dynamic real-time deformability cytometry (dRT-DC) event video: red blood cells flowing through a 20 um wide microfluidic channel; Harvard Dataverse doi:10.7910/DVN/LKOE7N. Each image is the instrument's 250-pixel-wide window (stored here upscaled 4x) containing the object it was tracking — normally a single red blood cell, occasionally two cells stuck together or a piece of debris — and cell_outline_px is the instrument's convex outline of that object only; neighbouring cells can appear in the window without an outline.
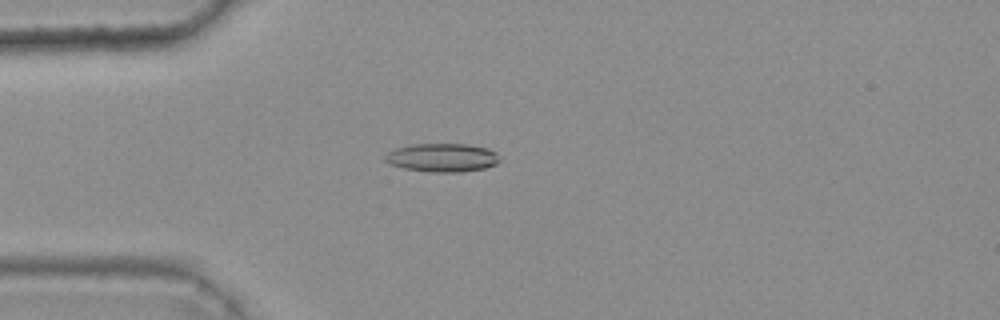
{"species": "common noctule bat (a hibernating species)", "species_latin": "Nyctalus noctula", "temperature_condition": "warm", "stored_images_in_passage": 48, "camera_frame_rate_fps": 3000, "um_per_image_px": 0.085, "animal": {"sex": "female", "body_mass_g": 25.1}, "frame": {"image": 1, "passage_image": 15, "time_ms": 4.667, "image_size_px": [1000, 320], "cell_outline_px": [[500, 160], [496, 164], [484, 168], [460, 172], [428, 172], [404, 168], [388, 164], [384, 160], [384, 156], [388, 152], [396, 148], [412, 144], [468, 144], [488, 148], [496, 152]], "centroid_in_image_um": [37.57, 13.4], "position_along_channel_um": 47.4, "area_um2": 19.13}}
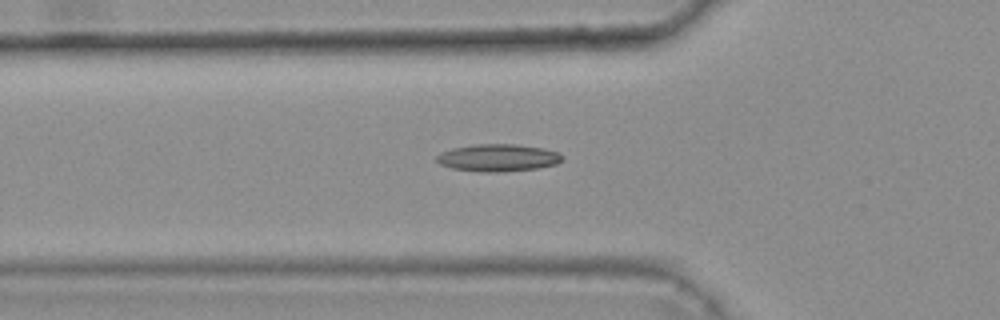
{"frame": {"image": 2, "passage_image": 19, "time_ms": 6.0, "image_size_px": [1000, 320], "cell_outline_px": [[560, 160], [556, 164], [536, 168], [496, 172], [480, 172], [452, 168], [440, 164], [436, 160], [436, 156], [440, 152], [452, 148], [472, 144], [516, 144], [544, 148], [560, 152]], "centroid_in_image_um": [42.28, 13.4], "position_along_channel_um": 83.5, "area_um2": 19.94}}
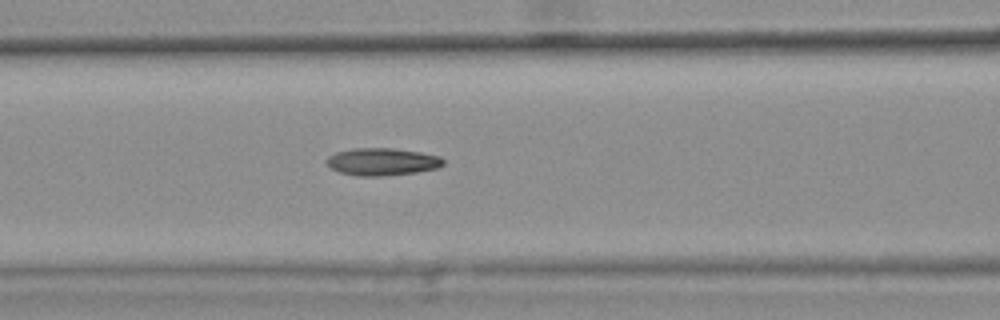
{"frame": {"image": 3, "passage_image": 23, "time_ms": 7.333, "image_size_px": [1000, 320], "cell_outline_px": [[444, 164], [436, 168], [416, 172], [384, 176], [356, 176], [340, 172], [332, 168], [324, 160], [328, 156], [336, 152], [352, 148], [392, 148], [420, 152], [440, 156], [444, 160]], "centroid_in_image_um": [32.46, 13.74], "position_along_channel_um": 134.1, "area_um2": 18.67}, "authors_computed_cell_mechanics": {"area_um2": 18.207, "velocity_mm_per_s": 3.7524, "shape_relaxation_time_tau1_ms": null, "shape_relaxation_time_tau2_ms": 4.2778, "deformation_change_tau1": null, "deformation_change_tau2": 0.1287}}